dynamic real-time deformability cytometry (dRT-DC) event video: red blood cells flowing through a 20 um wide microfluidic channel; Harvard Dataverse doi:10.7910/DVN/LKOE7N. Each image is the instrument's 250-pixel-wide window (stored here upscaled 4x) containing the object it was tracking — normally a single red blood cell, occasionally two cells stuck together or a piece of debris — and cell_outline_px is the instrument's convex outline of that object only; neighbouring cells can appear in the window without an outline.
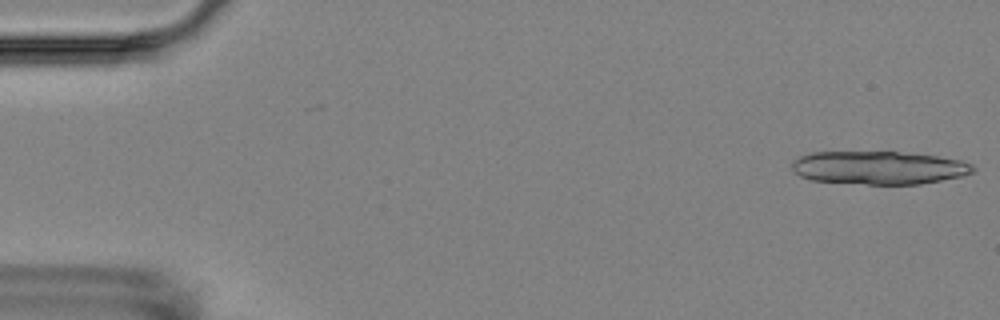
{"species": "Egyptian fruit bat (a non-hibernating species)", "species_latin": "Rousettus aegyptiacus", "temperature_condition": "room temperature", "stored_images_in_passage": 5, "camera_frame_rate_fps": 3000, "um_per_image_px": 0.085, "animal": {"sex": "female"}, "frame": {"image": 1, "passage_image": 1, "time_ms": 0.0, "image_size_px": [1000, 320], "cell_outline_px": [[976, 172], [964, 176], [920, 184], [868, 184], [812, 180], [800, 176], [792, 168], [792, 160], [800, 156], [812, 152], [896, 152], [936, 156], [960, 160], [972, 164], [976, 168]], "centroid_in_image_um": [74.74, 14.26], "position_along_channel_um": 10.3, "area_um2": 34.97}}